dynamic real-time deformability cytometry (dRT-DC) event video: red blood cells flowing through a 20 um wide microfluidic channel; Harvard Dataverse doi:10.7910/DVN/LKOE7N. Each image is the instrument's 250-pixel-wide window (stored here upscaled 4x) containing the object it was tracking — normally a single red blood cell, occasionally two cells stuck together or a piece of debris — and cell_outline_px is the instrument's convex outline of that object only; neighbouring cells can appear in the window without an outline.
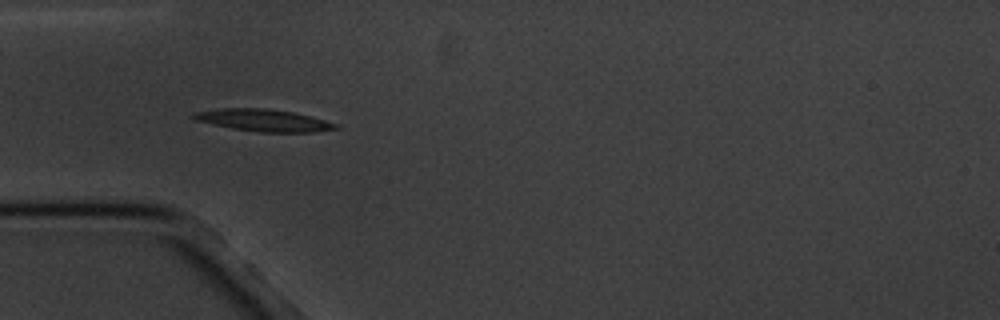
{"species": "common noctule bat (a hibernating species)", "species_latin": "Nyctalus noctula", "temperature_condition": "cold", "stored_images_in_passage": 4, "camera_frame_rate_fps": 3000, "um_per_image_px": 0.085, "animal": {"sex": "male", "body_mass_g": 20.1, "forearm_length_mm": 53.5}, "frame": {"image": 1, "passage_image": 4, "time_ms": 3.667, "image_size_px": [1000, 320], "cell_outline_px": [[340, 128], [316, 132], [260, 132], [232, 128], [212, 124], [196, 120], [188, 116], [192, 112], [220, 108], [264, 108], [292, 112], [312, 116], [340, 124]], "centroid_in_image_um": [22.41, 10.22], "position_along_channel_um": 62.6, "area_um2": 18.5}}